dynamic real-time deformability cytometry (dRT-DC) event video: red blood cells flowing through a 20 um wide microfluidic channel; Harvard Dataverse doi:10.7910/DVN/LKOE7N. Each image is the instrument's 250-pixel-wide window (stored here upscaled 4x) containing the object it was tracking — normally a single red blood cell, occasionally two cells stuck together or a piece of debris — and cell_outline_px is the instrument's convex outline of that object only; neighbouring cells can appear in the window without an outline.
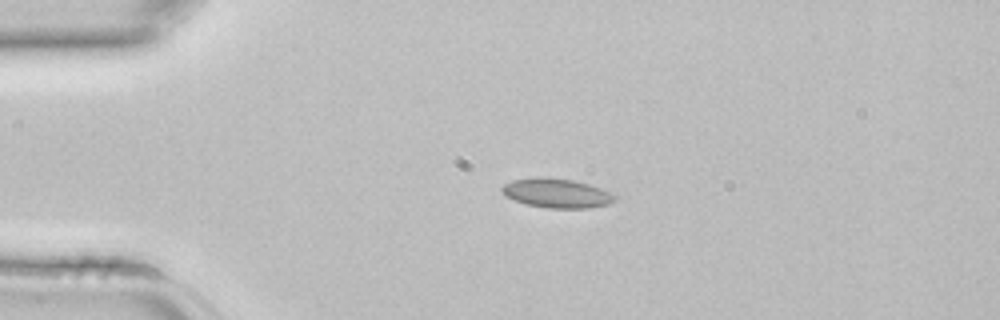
{"species": "common noctule bat (a hibernating species)", "species_latin": "Nyctalus noctula", "temperature_condition": "room temperature", "stored_images_in_passage": 2, "camera_frame_rate_fps": 3000, "um_per_image_px": 0.085, "animal": {"sex": "female", "body_mass_g": 22.7, "forearm_length_mm": 54.2}, "frame": {"image": 1, "passage_image": 1, "time_ms": 0.0, "image_size_px": [1000, 320], "cell_outline_px": [[616, 200], [608, 204], [588, 208], [548, 208], [528, 204], [516, 200], [500, 192], [500, 188], [504, 184], [512, 180], [536, 176], [544, 176], [572, 180], [588, 184], [600, 188], [616, 196]], "centroid_in_image_um": [47.29, 16.4], "position_along_channel_um": 37.7, "area_um2": 19.19}}